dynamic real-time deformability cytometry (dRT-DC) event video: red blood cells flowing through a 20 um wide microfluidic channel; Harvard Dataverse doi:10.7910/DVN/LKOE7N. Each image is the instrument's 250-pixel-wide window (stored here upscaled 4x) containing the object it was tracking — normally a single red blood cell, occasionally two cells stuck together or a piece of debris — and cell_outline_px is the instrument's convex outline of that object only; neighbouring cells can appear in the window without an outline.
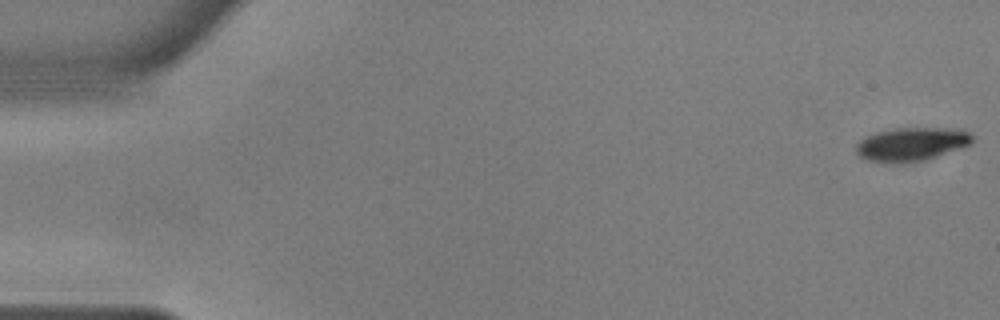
{"species": "common noctule bat (a hibernating species)", "species_latin": "Nyctalus noctula", "temperature_condition": "warm", "stored_images_in_passage": 56, "camera_frame_rate_fps": 3000, "um_per_image_px": 0.085, "animal": {"sex": "male", "body_mass_g": 17.9, "forearm_length_mm": 54.2}, "frame": {"image": 1, "passage_image": 1, "time_ms": 0.0, "image_size_px": [1000, 320], "cell_outline_px": [[972, 144], [924, 160], [904, 164], [892, 164], [868, 160], [860, 156], [856, 152], [856, 144], [860, 140], [876, 132], [896, 128], [960, 128], [968, 132], [972, 136]], "centroid_in_image_um": [77.47, 12.26], "position_along_channel_um": 7.5, "area_um2": 22.83}}
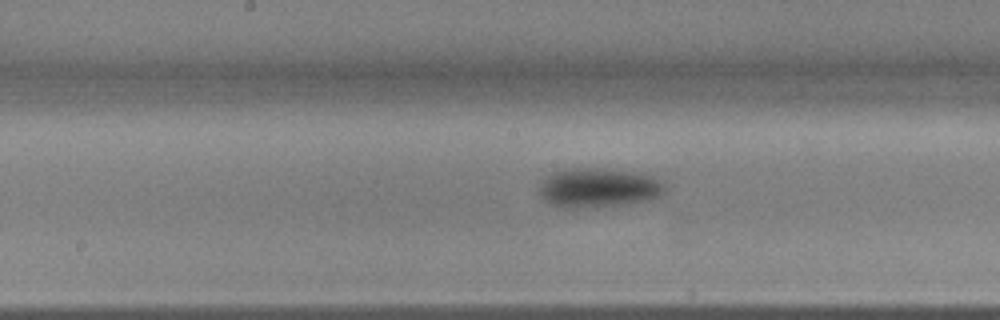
{"frame": {"image": 2, "passage_image": 29, "time_ms": 9.333, "image_size_px": [1000, 320], "cell_outline_px": [[668, 188], [664, 192], [648, 200], [620, 204], [576, 208], [556, 208], [544, 200], [540, 196], [540, 188], [544, 180], [548, 176], [556, 172], [572, 168], [604, 168], [640, 172], [664, 180]], "centroid_in_image_um": [50.92, 15.95], "position_along_channel_um": 197.3, "area_um2": 28.9}}
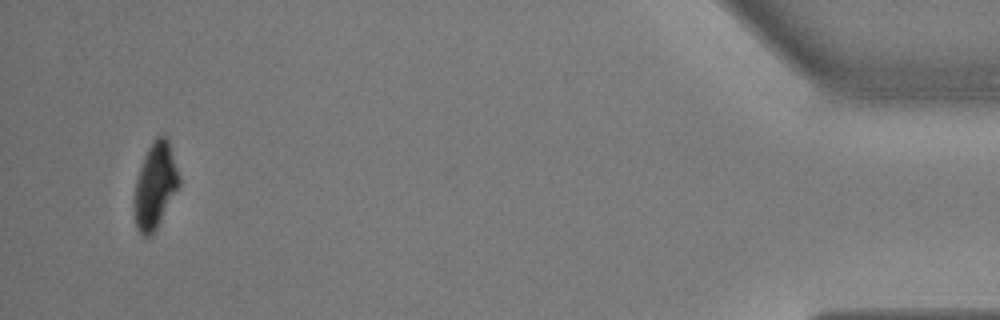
{"frame": {"image": 3, "passage_image": 54, "time_ms": 17.667, "image_size_px": [1000, 320], "cell_outline_px": [[180, 184], [152, 236], [144, 236], [136, 228], [132, 208], [132, 200], [136, 180], [144, 156], [148, 148], [156, 136], [164, 136], [168, 140], [180, 176]], "centroid_in_image_um": [13.15, 15.81], "position_along_channel_um": 422.0, "area_um2": 22.48}, "authors_computed_cell_mechanics": {"area_um2": 26.4146, "velocity_mm_per_s": 3.6089, "shape_relaxation_time_tau1_ms": 2.5566, "shape_relaxation_time_tau2_ms": 7.3979, "deformation_change_tau1": 0.1301, "deformation_change_tau2": 0.0688}}